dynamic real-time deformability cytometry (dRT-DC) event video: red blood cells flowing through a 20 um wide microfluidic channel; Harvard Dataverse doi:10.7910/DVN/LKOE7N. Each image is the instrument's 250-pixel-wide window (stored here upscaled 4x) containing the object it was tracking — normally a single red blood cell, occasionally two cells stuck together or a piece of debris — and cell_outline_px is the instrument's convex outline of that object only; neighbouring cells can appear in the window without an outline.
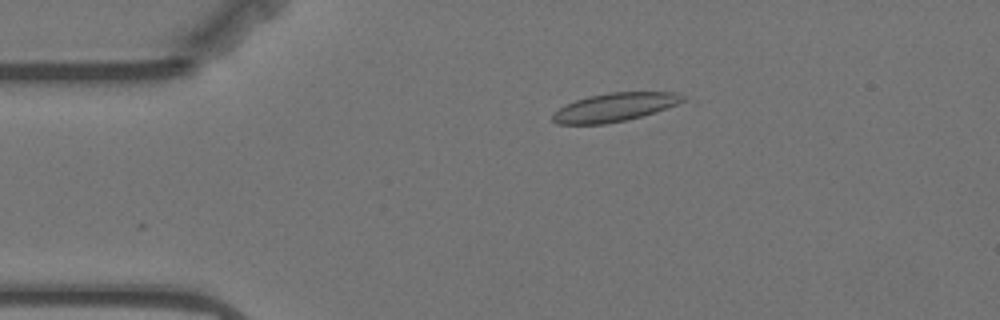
{"species": "Egyptian fruit bat (a non-hibernating species)", "species_latin": "Rousettus aegyptiacus", "temperature_condition": "warm", "stored_images_in_passage": 46, "camera_frame_rate_fps": 3000, "um_per_image_px": 0.085, "animal": {"sex": "female"}, "frame": {"image": 1, "passage_image": 10, "time_ms": 3.0, "image_size_px": [1000, 320], "cell_outline_px": [[688, 96], [684, 100], [676, 104], [640, 116], [624, 120], [604, 124], [556, 124], [552, 120], [552, 112], [564, 104], [588, 96], [608, 92], [676, 92]], "centroid_in_image_um": [52.18, 9.1], "position_along_channel_um": 32.8, "area_um2": 21.5}}
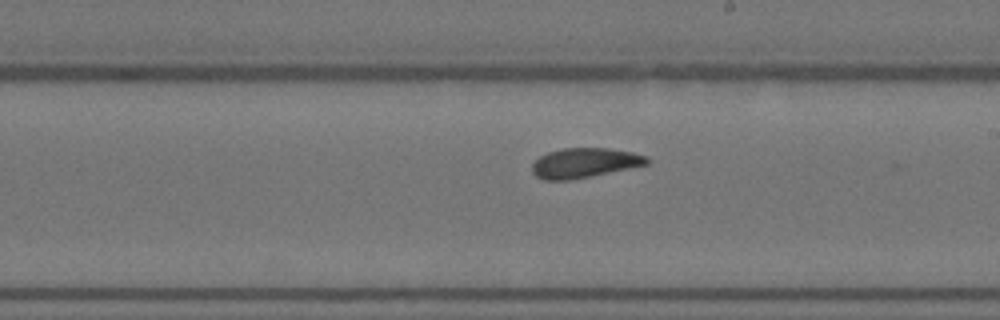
{"frame": {"image": 2, "passage_image": 31, "time_ms": 10.0, "image_size_px": [1000, 320], "cell_outline_px": [[652, 160], [648, 164], [568, 180], [544, 180], [536, 176], [532, 172], [532, 164], [540, 156], [548, 152], [560, 148], [608, 148], [632, 152], [648, 156]], "centroid_in_image_um": [49.68, 13.83], "position_along_channel_um": 239.3, "area_um2": 19.77}}
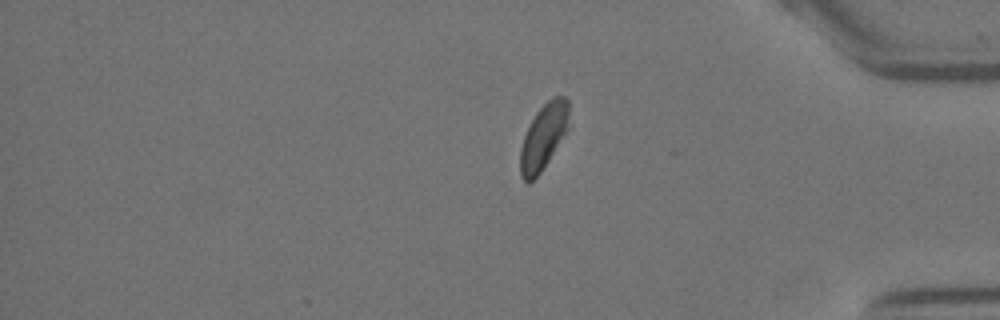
{"frame": {"image": 3, "passage_image": 46, "time_ms": 15.0, "image_size_px": [1000, 320], "cell_outline_px": [[568, 128], [548, 160], [540, 172], [528, 184], [520, 176], [520, 148], [524, 136], [536, 112], [552, 96], [564, 96], [568, 100]], "centroid_in_image_um": [46.18, 11.61], "position_along_channel_um": 389.0, "area_um2": 18.21}, "authors_computed_cell_mechanics": {"area_um2": 20.3745, "velocity_mm_per_s": 3.4827, "shape_relaxation_time_tau1_ms": 3.3342, "shape_relaxation_time_tau2_ms": 1.1392, "deformation_change_tau1": 0.1124, "deformation_change_tau2": 0.0709}}